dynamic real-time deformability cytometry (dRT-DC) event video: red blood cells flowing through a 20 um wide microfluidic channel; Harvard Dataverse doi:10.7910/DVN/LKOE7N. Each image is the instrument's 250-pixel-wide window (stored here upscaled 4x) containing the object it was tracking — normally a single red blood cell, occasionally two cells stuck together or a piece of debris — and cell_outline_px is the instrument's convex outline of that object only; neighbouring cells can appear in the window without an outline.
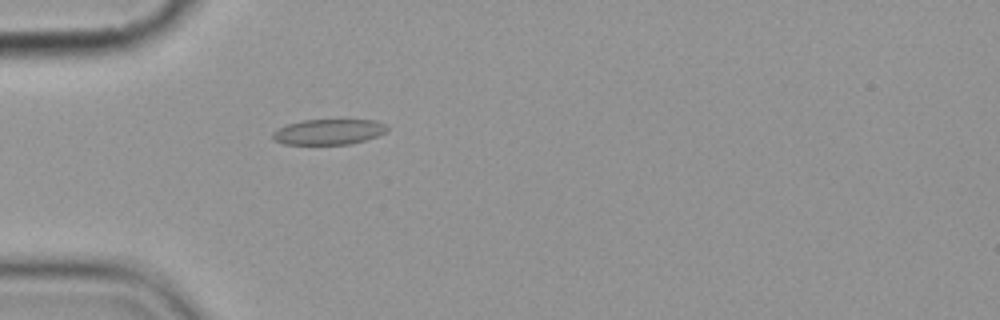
{"species": "common noctule bat (a hibernating species)", "species_latin": "Nyctalus noctula", "temperature_condition": "cold", "stored_images_in_passage": 5, "camera_frame_rate_fps": 3000, "um_per_image_px": 0.085, "animal": {"sex": "female", "body_mass_g": 19.9}, "frame": {"image": 1, "passage_image": 5, "time_ms": 5.667, "image_size_px": [1000, 320], "cell_outline_px": [[388, 128], [384, 132], [376, 136], [364, 140], [348, 144], [284, 144], [272, 140], [272, 132], [288, 124], [304, 120], [376, 120], [388, 124]], "centroid_in_image_um": [27.93, 11.2], "position_along_channel_um": 57.1, "area_um2": 16.88}}